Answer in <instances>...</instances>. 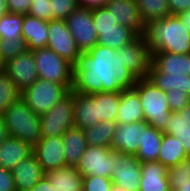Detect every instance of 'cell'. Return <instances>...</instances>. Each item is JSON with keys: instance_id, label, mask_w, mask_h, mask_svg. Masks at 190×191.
Returning <instances> with one entry per match:
<instances>
[{"instance_id": "1", "label": "cell", "mask_w": 190, "mask_h": 191, "mask_svg": "<svg viewBox=\"0 0 190 191\" xmlns=\"http://www.w3.org/2000/svg\"><path fill=\"white\" fill-rule=\"evenodd\" d=\"M137 78L120 61V50L95 45L81 52L73 65L71 90L80 94L132 89Z\"/></svg>"}, {"instance_id": "2", "label": "cell", "mask_w": 190, "mask_h": 191, "mask_svg": "<svg viewBox=\"0 0 190 191\" xmlns=\"http://www.w3.org/2000/svg\"><path fill=\"white\" fill-rule=\"evenodd\" d=\"M144 36L150 54L155 52L190 53V32L177 15L148 22Z\"/></svg>"}, {"instance_id": "3", "label": "cell", "mask_w": 190, "mask_h": 191, "mask_svg": "<svg viewBox=\"0 0 190 191\" xmlns=\"http://www.w3.org/2000/svg\"><path fill=\"white\" fill-rule=\"evenodd\" d=\"M9 135L35 147L42 139L40 115L20 97L2 114Z\"/></svg>"}, {"instance_id": "4", "label": "cell", "mask_w": 190, "mask_h": 191, "mask_svg": "<svg viewBox=\"0 0 190 191\" xmlns=\"http://www.w3.org/2000/svg\"><path fill=\"white\" fill-rule=\"evenodd\" d=\"M133 88L140 96L145 122L165 133L166 123L172 114L165 92L148 77L137 79Z\"/></svg>"}, {"instance_id": "5", "label": "cell", "mask_w": 190, "mask_h": 191, "mask_svg": "<svg viewBox=\"0 0 190 191\" xmlns=\"http://www.w3.org/2000/svg\"><path fill=\"white\" fill-rule=\"evenodd\" d=\"M72 84L54 83L38 78L21 92V97L35 114L42 115L71 91Z\"/></svg>"}, {"instance_id": "6", "label": "cell", "mask_w": 190, "mask_h": 191, "mask_svg": "<svg viewBox=\"0 0 190 191\" xmlns=\"http://www.w3.org/2000/svg\"><path fill=\"white\" fill-rule=\"evenodd\" d=\"M75 92L70 91L48 112L40 115L42 137L62 136L74 127Z\"/></svg>"}, {"instance_id": "7", "label": "cell", "mask_w": 190, "mask_h": 191, "mask_svg": "<svg viewBox=\"0 0 190 191\" xmlns=\"http://www.w3.org/2000/svg\"><path fill=\"white\" fill-rule=\"evenodd\" d=\"M37 74L40 79L54 83H73V65L51 49L33 50Z\"/></svg>"}, {"instance_id": "8", "label": "cell", "mask_w": 190, "mask_h": 191, "mask_svg": "<svg viewBox=\"0 0 190 191\" xmlns=\"http://www.w3.org/2000/svg\"><path fill=\"white\" fill-rule=\"evenodd\" d=\"M65 23L81 52H87L97 45L98 33L91 9L79 7L65 19Z\"/></svg>"}, {"instance_id": "9", "label": "cell", "mask_w": 190, "mask_h": 191, "mask_svg": "<svg viewBox=\"0 0 190 191\" xmlns=\"http://www.w3.org/2000/svg\"><path fill=\"white\" fill-rule=\"evenodd\" d=\"M113 165V150L111 148L88 145L76 165V169L83 177L95 175L111 179Z\"/></svg>"}, {"instance_id": "10", "label": "cell", "mask_w": 190, "mask_h": 191, "mask_svg": "<svg viewBox=\"0 0 190 191\" xmlns=\"http://www.w3.org/2000/svg\"><path fill=\"white\" fill-rule=\"evenodd\" d=\"M120 61L137 79L147 78L151 64V54L144 35L138 36L130 44L120 49Z\"/></svg>"}, {"instance_id": "11", "label": "cell", "mask_w": 190, "mask_h": 191, "mask_svg": "<svg viewBox=\"0 0 190 191\" xmlns=\"http://www.w3.org/2000/svg\"><path fill=\"white\" fill-rule=\"evenodd\" d=\"M47 48L74 65L81 54L65 20L53 19L48 22Z\"/></svg>"}, {"instance_id": "12", "label": "cell", "mask_w": 190, "mask_h": 191, "mask_svg": "<svg viewBox=\"0 0 190 191\" xmlns=\"http://www.w3.org/2000/svg\"><path fill=\"white\" fill-rule=\"evenodd\" d=\"M112 182L129 191H139L141 179V162L135 155L113 151Z\"/></svg>"}, {"instance_id": "13", "label": "cell", "mask_w": 190, "mask_h": 191, "mask_svg": "<svg viewBox=\"0 0 190 191\" xmlns=\"http://www.w3.org/2000/svg\"><path fill=\"white\" fill-rule=\"evenodd\" d=\"M16 84L20 92L30 87L39 77L37 74L33 50L19 54L1 67Z\"/></svg>"}, {"instance_id": "14", "label": "cell", "mask_w": 190, "mask_h": 191, "mask_svg": "<svg viewBox=\"0 0 190 191\" xmlns=\"http://www.w3.org/2000/svg\"><path fill=\"white\" fill-rule=\"evenodd\" d=\"M105 7L118 25L132 29L138 36L145 34L146 23L141 18L135 0H109Z\"/></svg>"}, {"instance_id": "15", "label": "cell", "mask_w": 190, "mask_h": 191, "mask_svg": "<svg viewBox=\"0 0 190 191\" xmlns=\"http://www.w3.org/2000/svg\"><path fill=\"white\" fill-rule=\"evenodd\" d=\"M33 154L44 172L66 166L62 136L42 137Z\"/></svg>"}, {"instance_id": "16", "label": "cell", "mask_w": 190, "mask_h": 191, "mask_svg": "<svg viewBox=\"0 0 190 191\" xmlns=\"http://www.w3.org/2000/svg\"><path fill=\"white\" fill-rule=\"evenodd\" d=\"M145 121L133 123H117L116 132L113 135L111 149L118 153L136 155L141 137V129Z\"/></svg>"}, {"instance_id": "17", "label": "cell", "mask_w": 190, "mask_h": 191, "mask_svg": "<svg viewBox=\"0 0 190 191\" xmlns=\"http://www.w3.org/2000/svg\"><path fill=\"white\" fill-rule=\"evenodd\" d=\"M17 191H28L45 176V172L32 153L12 169Z\"/></svg>"}, {"instance_id": "18", "label": "cell", "mask_w": 190, "mask_h": 191, "mask_svg": "<svg viewBox=\"0 0 190 191\" xmlns=\"http://www.w3.org/2000/svg\"><path fill=\"white\" fill-rule=\"evenodd\" d=\"M167 172L168 168L159 161L141 163L139 191H171Z\"/></svg>"}, {"instance_id": "19", "label": "cell", "mask_w": 190, "mask_h": 191, "mask_svg": "<svg viewBox=\"0 0 190 191\" xmlns=\"http://www.w3.org/2000/svg\"><path fill=\"white\" fill-rule=\"evenodd\" d=\"M151 64L160 73L190 75V53L155 52L151 54Z\"/></svg>"}, {"instance_id": "20", "label": "cell", "mask_w": 190, "mask_h": 191, "mask_svg": "<svg viewBox=\"0 0 190 191\" xmlns=\"http://www.w3.org/2000/svg\"><path fill=\"white\" fill-rule=\"evenodd\" d=\"M22 38L26 42L28 50L47 47L48 21L28 14L23 15Z\"/></svg>"}, {"instance_id": "21", "label": "cell", "mask_w": 190, "mask_h": 191, "mask_svg": "<svg viewBox=\"0 0 190 191\" xmlns=\"http://www.w3.org/2000/svg\"><path fill=\"white\" fill-rule=\"evenodd\" d=\"M44 177L53 185V191H82L83 176L76 166L66 165L45 172Z\"/></svg>"}, {"instance_id": "22", "label": "cell", "mask_w": 190, "mask_h": 191, "mask_svg": "<svg viewBox=\"0 0 190 191\" xmlns=\"http://www.w3.org/2000/svg\"><path fill=\"white\" fill-rule=\"evenodd\" d=\"M33 153V148L21 139L9 136L0 144V167L12 170L18 162Z\"/></svg>"}, {"instance_id": "23", "label": "cell", "mask_w": 190, "mask_h": 191, "mask_svg": "<svg viewBox=\"0 0 190 191\" xmlns=\"http://www.w3.org/2000/svg\"><path fill=\"white\" fill-rule=\"evenodd\" d=\"M163 132L145 124L141 129L138 152L135 155L141 163L158 161Z\"/></svg>"}, {"instance_id": "24", "label": "cell", "mask_w": 190, "mask_h": 191, "mask_svg": "<svg viewBox=\"0 0 190 191\" xmlns=\"http://www.w3.org/2000/svg\"><path fill=\"white\" fill-rule=\"evenodd\" d=\"M117 110V123L129 124L145 121L140 96L134 88L125 89L120 92V103Z\"/></svg>"}, {"instance_id": "25", "label": "cell", "mask_w": 190, "mask_h": 191, "mask_svg": "<svg viewBox=\"0 0 190 191\" xmlns=\"http://www.w3.org/2000/svg\"><path fill=\"white\" fill-rule=\"evenodd\" d=\"M74 127L82 130L98 123L97 100L93 95L75 92Z\"/></svg>"}, {"instance_id": "26", "label": "cell", "mask_w": 190, "mask_h": 191, "mask_svg": "<svg viewBox=\"0 0 190 191\" xmlns=\"http://www.w3.org/2000/svg\"><path fill=\"white\" fill-rule=\"evenodd\" d=\"M62 139L66 165L76 166L88 146L84 130L72 127L62 135Z\"/></svg>"}, {"instance_id": "27", "label": "cell", "mask_w": 190, "mask_h": 191, "mask_svg": "<svg viewBox=\"0 0 190 191\" xmlns=\"http://www.w3.org/2000/svg\"><path fill=\"white\" fill-rule=\"evenodd\" d=\"M187 158H189V154L184 149L182 142L172 135L163 133L158 161L163 166L170 168Z\"/></svg>"}, {"instance_id": "28", "label": "cell", "mask_w": 190, "mask_h": 191, "mask_svg": "<svg viewBox=\"0 0 190 191\" xmlns=\"http://www.w3.org/2000/svg\"><path fill=\"white\" fill-rule=\"evenodd\" d=\"M148 78L162 91L178 90L190 95V75H169L160 73L150 64Z\"/></svg>"}, {"instance_id": "29", "label": "cell", "mask_w": 190, "mask_h": 191, "mask_svg": "<svg viewBox=\"0 0 190 191\" xmlns=\"http://www.w3.org/2000/svg\"><path fill=\"white\" fill-rule=\"evenodd\" d=\"M138 35L126 26L115 29L100 30L98 32L97 44L119 50L122 46L130 44Z\"/></svg>"}, {"instance_id": "30", "label": "cell", "mask_w": 190, "mask_h": 191, "mask_svg": "<svg viewBox=\"0 0 190 191\" xmlns=\"http://www.w3.org/2000/svg\"><path fill=\"white\" fill-rule=\"evenodd\" d=\"M116 129L117 122L109 121H100L94 126L84 129L87 144L91 146L111 148V142Z\"/></svg>"}, {"instance_id": "31", "label": "cell", "mask_w": 190, "mask_h": 191, "mask_svg": "<svg viewBox=\"0 0 190 191\" xmlns=\"http://www.w3.org/2000/svg\"><path fill=\"white\" fill-rule=\"evenodd\" d=\"M93 96L97 100L98 121L116 122L120 92H101Z\"/></svg>"}, {"instance_id": "32", "label": "cell", "mask_w": 190, "mask_h": 191, "mask_svg": "<svg viewBox=\"0 0 190 191\" xmlns=\"http://www.w3.org/2000/svg\"><path fill=\"white\" fill-rule=\"evenodd\" d=\"M135 3L146 24L171 15L168 0H135Z\"/></svg>"}, {"instance_id": "33", "label": "cell", "mask_w": 190, "mask_h": 191, "mask_svg": "<svg viewBox=\"0 0 190 191\" xmlns=\"http://www.w3.org/2000/svg\"><path fill=\"white\" fill-rule=\"evenodd\" d=\"M21 97V92L16 84L8 77L7 73L0 67V115L8 107Z\"/></svg>"}, {"instance_id": "34", "label": "cell", "mask_w": 190, "mask_h": 191, "mask_svg": "<svg viewBox=\"0 0 190 191\" xmlns=\"http://www.w3.org/2000/svg\"><path fill=\"white\" fill-rule=\"evenodd\" d=\"M23 14L8 13L0 18V39L22 38Z\"/></svg>"}, {"instance_id": "35", "label": "cell", "mask_w": 190, "mask_h": 191, "mask_svg": "<svg viewBox=\"0 0 190 191\" xmlns=\"http://www.w3.org/2000/svg\"><path fill=\"white\" fill-rule=\"evenodd\" d=\"M27 50V44L23 39H0V67Z\"/></svg>"}, {"instance_id": "36", "label": "cell", "mask_w": 190, "mask_h": 191, "mask_svg": "<svg viewBox=\"0 0 190 191\" xmlns=\"http://www.w3.org/2000/svg\"><path fill=\"white\" fill-rule=\"evenodd\" d=\"M93 24L97 30V33L100 30H108L118 28L120 25L112 17V14H109V11L105 6L91 9Z\"/></svg>"}, {"instance_id": "37", "label": "cell", "mask_w": 190, "mask_h": 191, "mask_svg": "<svg viewBox=\"0 0 190 191\" xmlns=\"http://www.w3.org/2000/svg\"><path fill=\"white\" fill-rule=\"evenodd\" d=\"M190 130L188 106L180 111L172 112L166 123V134L172 135L175 131Z\"/></svg>"}, {"instance_id": "38", "label": "cell", "mask_w": 190, "mask_h": 191, "mask_svg": "<svg viewBox=\"0 0 190 191\" xmlns=\"http://www.w3.org/2000/svg\"><path fill=\"white\" fill-rule=\"evenodd\" d=\"M53 19L65 20L79 8L77 0H50Z\"/></svg>"}, {"instance_id": "39", "label": "cell", "mask_w": 190, "mask_h": 191, "mask_svg": "<svg viewBox=\"0 0 190 191\" xmlns=\"http://www.w3.org/2000/svg\"><path fill=\"white\" fill-rule=\"evenodd\" d=\"M112 185V179L107 177H83L82 191H111Z\"/></svg>"}, {"instance_id": "40", "label": "cell", "mask_w": 190, "mask_h": 191, "mask_svg": "<svg viewBox=\"0 0 190 191\" xmlns=\"http://www.w3.org/2000/svg\"><path fill=\"white\" fill-rule=\"evenodd\" d=\"M28 15L48 22L53 20L50 0H32Z\"/></svg>"}, {"instance_id": "41", "label": "cell", "mask_w": 190, "mask_h": 191, "mask_svg": "<svg viewBox=\"0 0 190 191\" xmlns=\"http://www.w3.org/2000/svg\"><path fill=\"white\" fill-rule=\"evenodd\" d=\"M167 102L171 112H177L186 108L190 104V95L184 92H178V90H171L165 92Z\"/></svg>"}, {"instance_id": "42", "label": "cell", "mask_w": 190, "mask_h": 191, "mask_svg": "<svg viewBox=\"0 0 190 191\" xmlns=\"http://www.w3.org/2000/svg\"><path fill=\"white\" fill-rule=\"evenodd\" d=\"M167 178L169 185L173 181H183L190 179V160L187 158L180 164L168 168Z\"/></svg>"}, {"instance_id": "43", "label": "cell", "mask_w": 190, "mask_h": 191, "mask_svg": "<svg viewBox=\"0 0 190 191\" xmlns=\"http://www.w3.org/2000/svg\"><path fill=\"white\" fill-rule=\"evenodd\" d=\"M0 191H17L12 170L0 167Z\"/></svg>"}, {"instance_id": "44", "label": "cell", "mask_w": 190, "mask_h": 191, "mask_svg": "<svg viewBox=\"0 0 190 191\" xmlns=\"http://www.w3.org/2000/svg\"><path fill=\"white\" fill-rule=\"evenodd\" d=\"M9 13L28 14L32 0H6Z\"/></svg>"}, {"instance_id": "45", "label": "cell", "mask_w": 190, "mask_h": 191, "mask_svg": "<svg viewBox=\"0 0 190 191\" xmlns=\"http://www.w3.org/2000/svg\"><path fill=\"white\" fill-rule=\"evenodd\" d=\"M171 15H179L190 9V0H168Z\"/></svg>"}, {"instance_id": "46", "label": "cell", "mask_w": 190, "mask_h": 191, "mask_svg": "<svg viewBox=\"0 0 190 191\" xmlns=\"http://www.w3.org/2000/svg\"><path fill=\"white\" fill-rule=\"evenodd\" d=\"M172 136L178 138L182 142L184 149L190 155V130L175 131Z\"/></svg>"}, {"instance_id": "47", "label": "cell", "mask_w": 190, "mask_h": 191, "mask_svg": "<svg viewBox=\"0 0 190 191\" xmlns=\"http://www.w3.org/2000/svg\"><path fill=\"white\" fill-rule=\"evenodd\" d=\"M80 8L94 9L105 6L109 0H77Z\"/></svg>"}, {"instance_id": "48", "label": "cell", "mask_w": 190, "mask_h": 191, "mask_svg": "<svg viewBox=\"0 0 190 191\" xmlns=\"http://www.w3.org/2000/svg\"><path fill=\"white\" fill-rule=\"evenodd\" d=\"M28 191H53V185L50 184V182L45 177H43Z\"/></svg>"}, {"instance_id": "49", "label": "cell", "mask_w": 190, "mask_h": 191, "mask_svg": "<svg viewBox=\"0 0 190 191\" xmlns=\"http://www.w3.org/2000/svg\"><path fill=\"white\" fill-rule=\"evenodd\" d=\"M170 190L173 191H190V179L183 181H173L170 184Z\"/></svg>"}, {"instance_id": "50", "label": "cell", "mask_w": 190, "mask_h": 191, "mask_svg": "<svg viewBox=\"0 0 190 191\" xmlns=\"http://www.w3.org/2000/svg\"><path fill=\"white\" fill-rule=\"evenodd\" d=\"M9 131L5 125V121L0 115V144L9 137Z\"/></svg>"}, {"instance_id": "51", "label": "cell", "mask_w": 190, "mask_h": 191, "mask_svg": "<svg viewBox=\"0 0 190 191\" xmlns=\"http://www.w3.org/2000/svg\"><path fill=\"white\" fill-rule=\"evenodd\" d=\"M177 16L181 19L182 23L186 26V28L190 32V9Z\"/></svg>"}, {"instance_id": "52", "label": "cell", "mask_w": 190, "mask_h": 191, "mask_svg": "<svg viewBox=\"0 0 190 191\" xmlns=\"http://www.w3.org/2000/svg\"><path fill=\"white\" fill-rule=\"evenodd\" d=\"M8 7H7V1L6 0H0V18L5 15L8 14Z\"/></svg>"}, {"instance_id": "53", "label": "cell", "mask_w": 190, "mask_h": 191, "mask_svg": "<svg viewBox=\"0 0 190 191\" xmlns=\"http://www.w3.org/2000/svg\"><path fill=\"white\" fill-rule=\"evenodd\" d=\"M111 191H129V190H127L125 188H122L121 186L113 184L112 188H111Z\"/></svg>"}, {"instance_id": "54", "label": "cell", "mask_w": 190, "mask_h": 191, "mask_svg": "<svg viewBox=\"0 0 190 191\" xmlns=\"http://www.w3.org/2000/svg\"><path fill=\"white\" fill-rule=\"evenodd\" d=\"M188 119L190 121V104L188 105Z\"/></svg>"}]
</instances>
